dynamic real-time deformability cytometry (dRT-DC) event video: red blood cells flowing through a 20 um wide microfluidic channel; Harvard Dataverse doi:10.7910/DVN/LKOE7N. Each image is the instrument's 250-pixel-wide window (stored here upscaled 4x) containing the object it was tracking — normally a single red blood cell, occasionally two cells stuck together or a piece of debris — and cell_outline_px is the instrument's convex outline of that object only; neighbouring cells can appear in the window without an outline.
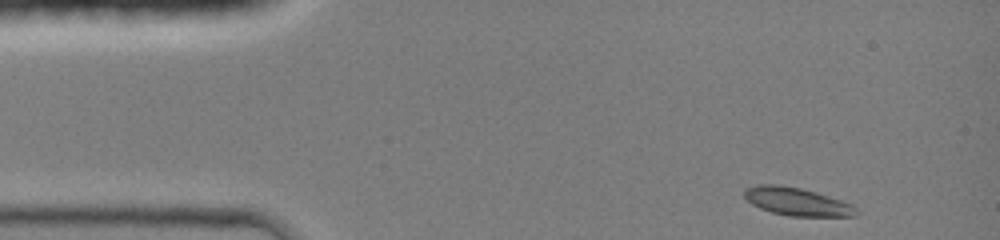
{"species": "common noctule bat (a hibernating species)", "species_latin": "Nyctalus noctula", "temperature_condition": "room temperature", "stored_images_in_passage": 39, "camera_frame_rate_fps": 3000, "um_per_image_px": 0.085, "animal": {"sex": "female", "body_mass_g": 19.0, "forearm_length_mm": 51.5}, "frame": {"image": 1, "passage_image": 1, "time_ms": 0.0, "image_size_px": [1000, 240], "cell_outline_px": [[860, 212], [856, 216], [788, 216], [772, 212], [760, 208], [752, 204], [744, 196], [744, 188], [756, 184], [780, 184], [800, 188], [816, 192], [852, 204]], "centroid_in_image_um": [67.73, 17.13], "position_along_channel_um": 17.3, "area_um2": 18.32}}
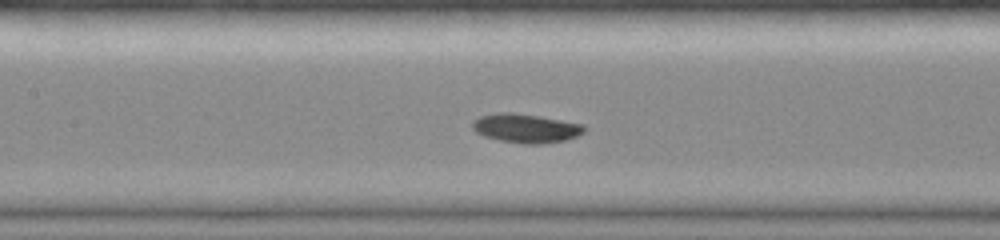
{"frame": {"image": 2, "passage_image": 17, "time_ms": 5.333, "image_size_px": [1000, 240], "cell_outline_px": [[584, 132], [576, 136], [564, 140], [544, 144], [524, 144], [500, 140], [484, 136], [476, 132], [472, 128], [472, 120], [480, 116], [496, 112], [512, 112], [540, 116], [584, 124]], "centroid_in_image_um": [44.67, 10.89], "position_along_channel_um": 162.7, "area_um2": 18.96}}
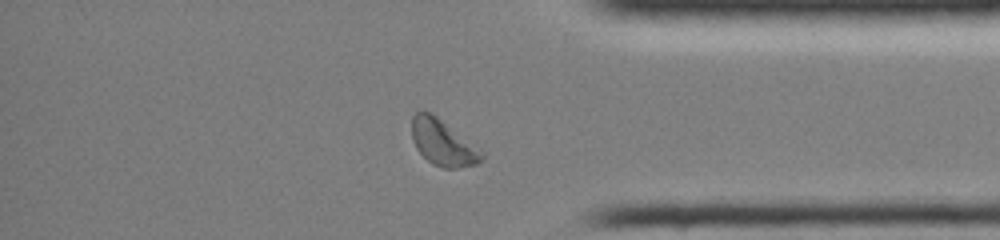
{"frame": {"image": 3, "passage_image": 34, "time_ms": 11.0, "image_size_px": [1000, 240], "cell_outline_px": [[484, 160], [476, 164], [456, 168], [444, 168], [432, 164], [416, 148], [412, 140], [412, 116], [416, 112], [428, 112], [436, 116], [484, 152]], "centroid_in_image_um": [37.65, 12.15], "position_along_channel_um": 397.6, "area_um2": 18.44}, "authors_computed_cell_mechanics": {"area_um2": 18.0914, "velocity_mm_per_s": 4.222, "shape_relaxation_time_tau1_ms": 2.156, "shape_relaxation_time_tau2_ms": null, "deformation_change_tau1": 0.1097, "deformation_change_tau2": null}}